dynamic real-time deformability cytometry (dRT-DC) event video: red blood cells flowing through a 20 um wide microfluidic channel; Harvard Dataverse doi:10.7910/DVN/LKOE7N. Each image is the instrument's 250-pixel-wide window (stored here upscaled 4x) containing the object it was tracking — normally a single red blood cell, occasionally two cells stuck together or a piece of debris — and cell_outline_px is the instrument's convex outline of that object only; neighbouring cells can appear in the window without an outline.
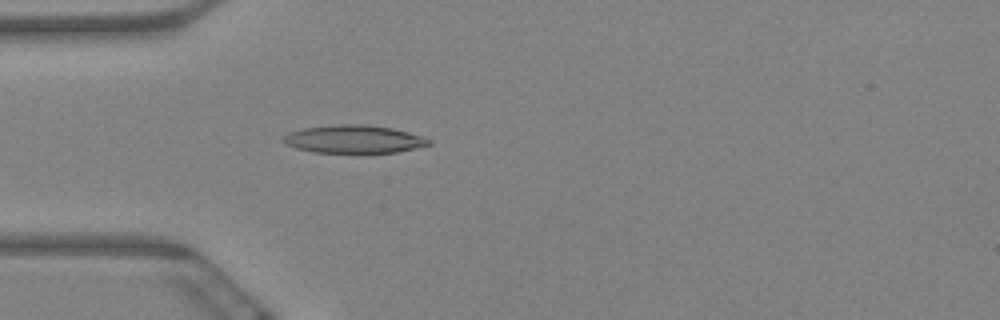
{"species": "Egyptian fruit bat (a non-hibernating species)", "species_latin": "Rousettus aegyptiacus", "temperature_condition": "warm", "stored_images_in_passage": 5, "camera_frame_rate_fps": 3000, "um_per_image_px": 0.085, "animal": {"sex": "female"}, "frame": {"image": 1, "passage_image": 5, "time_ms": 1.333, "image_size_px": [1000, 320], "cell_outline_px": [[432, 144], [416, 148], [396, 152], [312, 152], [296, 148], [284, 144], [280, 140], [288, 132], [304, 128], [332, 124], [364, 124], [392, 128], [408, 132], [432, 140]], "centroid_in_image_um": [30.04, 11.82], "position_along_channel_um": 55.0, "area_um2": 23.76}}